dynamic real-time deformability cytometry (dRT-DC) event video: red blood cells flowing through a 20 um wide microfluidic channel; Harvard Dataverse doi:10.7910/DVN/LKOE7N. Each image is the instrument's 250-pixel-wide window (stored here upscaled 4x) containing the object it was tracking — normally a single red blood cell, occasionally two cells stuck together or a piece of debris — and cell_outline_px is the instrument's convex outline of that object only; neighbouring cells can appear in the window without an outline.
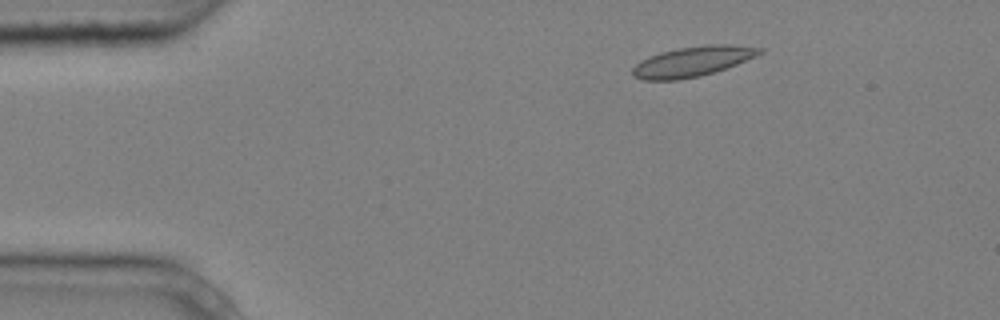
{"species": "common noctule bat (a hibernating species)", "species_latin": "Nyctalus noctula", "temperature_condition": "cold", "stored_images_in_passage": 3, "camera_frame_rate_fps": 3000, "um_per_image_px": 0.085, "animal": {"sex": "male", "body_mass_g": 20.4}, "frame": {"image": 1, "passage_image": 2, "time_ms": 0.333, "image_size_px": [1000, 320], "cell_outline_px": [[764, 52], [736, 64], [700, 76], [676, 80], [644, 80], [632, 76], [632, 68], [640, 60], [648, 56], [660, 52], [676, 48], [704, 44], [732, 44], [764, 48]], "centroid_in_image_um": [58.83, 5.21], "position_along_channel_um": 26.2, "area_um2": 22.37}}